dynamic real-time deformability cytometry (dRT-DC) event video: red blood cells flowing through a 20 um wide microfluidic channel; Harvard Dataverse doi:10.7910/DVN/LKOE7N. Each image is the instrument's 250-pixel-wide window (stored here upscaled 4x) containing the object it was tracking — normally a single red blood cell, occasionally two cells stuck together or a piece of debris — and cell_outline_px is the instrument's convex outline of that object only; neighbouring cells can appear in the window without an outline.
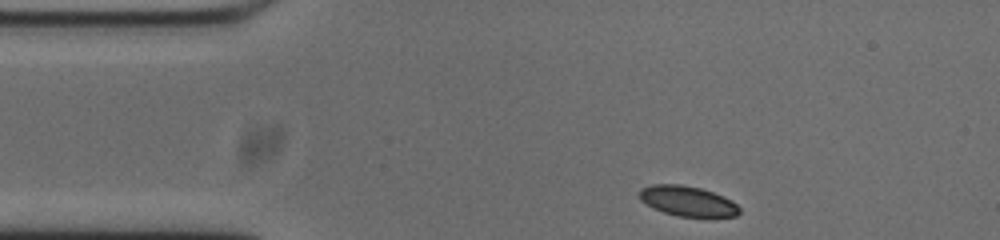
{"species": "common noctule bat (a hibernating species)", "species_latin": "Nyctalus noctula", "temperature_condition": "cold", "stored_images_in_passage": 46, "camera_frame_rate_fps": 3000, "um_per_image_px": 0.085, "animal": {"sex": "male", "body_mass_g": 20.0, "forearm_length_mm": 53.3}, "frame": {"image": 1, "passage_image": 1, "time_ms": 0.0, "image_size_px": [1000, 240], "cell_outline_px": [[740, 212], [736, 216], [680, 216], [664, 212], [652, 208], [640, 200], [636, 192], [640, 188], [652, 184], [680, 184], [700, 188], [724, 196], [732, 200], [740, 208]], "centroid_in_image_um": [58.39, 17.07], "position_along_channel_um": 26.6, "area_um2": 17.63}}
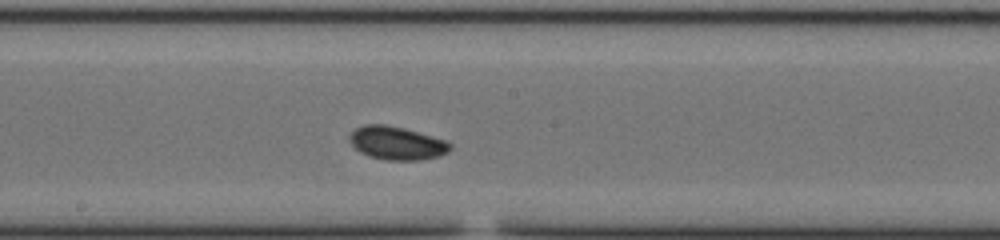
{"frame": {"image": 2, "passage_image": 20, "time_ms": 6.333, "image_size_px": [1000, 240], "cell_outline_px": [[452, 148], [448, 152], [440, 156], [420, 160], [388, 160], [368, 156], [360, 152], [348, 140], [348, 136], [356, 128], [364, 124], [384, 124], [404, 128], [444, 140], [452, 144]], "centroid_in_image_um": [33.71, 12.16], "position_along_channel_um": 214.5, "area_um2": 19.48}}
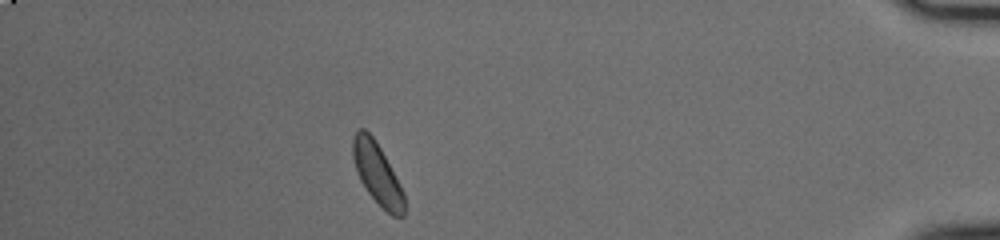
{"frame": {"image": 3, "passage_image": 40, "time_ms": 13.0, "image_size_px": [1000, 240], "cell_outline_px": [[404, 216], [392, 216], [368, 192], [360, 180], [352, 156], [352, 136], [360, 128], [364, 128], [376, 140], [400, 184], [404, 192]], "centroid_in_image_um": [32.05, 14.72], "position_along_channel_um": 403.1, "area_um2": 18.09}, "authors_computed_cell_mechanics": {"area_um2": 18.3804, "velocity_mm_per_s": 3.6932, "shape_relaxation_time_tau1_ms": 8.4946, "shape_relaxation_time_tau2_ms": null, "deformation_change_tau1": 0.165, "deformation_change_tau2": null}}